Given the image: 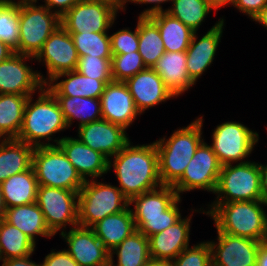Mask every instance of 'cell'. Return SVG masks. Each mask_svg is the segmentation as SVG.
<instances>
[{
  "instance_id": "obj_5",
  "label": "cell",
  "mask_w": 267,
  "mask_h": 266,
  "mask_svg": "<svg viewBox=\"0 0 267 266\" xmlns=\"http://www.w3.org/2000/svg\"><path fill=\"white\" fill-rule=\"evenodd\" d=\"M182 199L172 186L161 187L133 197L129 205L136 229L146 237L162 232L181 217L179 203Z\"/></svg>"
},
{
  "instance_id": "obj_18",
  "label": "cell",
  "mask_w": 267,
  "mask_h": 266,
  "mask_svg": "<svg viewBox=\"0 0 267 266\" xmlns=\"http://www.w3.org/2000/svg\"><path fill=\"white\" fill-rule=\"evenodd\" d=\"M77 131L82 143L102 153L108 160L130 141L126 129L104 119L84 124Z\"/></svg>"
},
{
  "instance_id": "obj_14",
  "label": "cell",
  "mask_w": 267,
  "mask_h": 266,
  "mask_svg": "<svg viewBox=\"0 0 267 266\" xmlns=\"http://www.w3.org/2000/svg\"><path fill=\"white\" fill-rule=\"evenodd\" d=\"M33 59L14 53L0 63V94L34 95L45 86V76L26 63Z\"/></svg>"
},
{
  "instance_id": "obj_52",
  "label": "cell",
  "mask_w": 267,
  "mask_h": 266,
  "mask_svg": "<svg viewBox=\"0 0 267 266\" xmlns=\"http://www.w3.org/2000/svg\"><path fill=\"white\" fill-rule=\"evenodd\" d=\"M217 11L221 7L231 5L232 0H206Z\"/></svg>"
},
{
  "instance_id": "obj_44",
  "label": "cell",
  "mask_w": 267,
  "mask_h": 266,
  "mask_svg": "<svg viewBox=\"0 0 267 266\" xmlns=\"http://www.w3.org/2000/svg\"><path fill=\"white\" fill-rule=\"evenodd\" d=\"M267 0H232L231 6L237 8L239 12L247 15L251 20L263 9Z\"/></svg>"
},
{
  "instance_id": "obj_49",
  "label": "cell",
  "mask_w": 267,
  "mask_h": 266,
  "mask_svg": "<svg viewBox=\"0 0 267 266\" xmlns=\"http://www.w3.org/2000/svg\"><path fill=\"white\" fill-rule=\"evenodd\" d=\"M256 266H267V247L263 243L258 250Z\"/></svg>"
},
{
  "instance_id": "obj_38",
  "label": "cell",
  "mask_w": 267,
  "mask_h": 266,
  "mask_svg": "<svg viewBox=\"0 0 267 266\" xmlns=\"http://www.w3.org/2000/svg\"><path fill=\"white\" fill-rule=\"evenodd\" d=\"M0 41L18 53L19 4L15 0H0Z\"/></svg>"
},
{
  "instance_id": "obj_25",
  "label": "cell",
  "mask_w": 267,
  "mask_h": 266,
  "mask_svg": "<svg viewBox=\"0 0 267 266\" xmlns=\"http://www.w3.org/2000/svg\"><path fill=\"white\" fill-rule=\"evenodd\" d=\"M186 60V51H166L152 68L175 97L182 95L195 85L187 72Z\"/></svg>"
},
{
  "instance_id": "obj_57",
  "label": "cell",
  "mask_w": 267,
  "mask_h": 266,
  "mask_svg": "<svg viewBox=\"0 0 267 266\" xmlns=\"http://www.w3.org/2000/svg\"><path fill=\"white\" fill-rule=\"evenodd\" d=\"M103 266H113V265H112L111 262L109 261L107 264H105V265H103Z\"/></svg>"
},
{
  "instance_id": "obj_12",
  "label": "cell",
  "mask_w": 267,
  "mask_h": 266,
  "mask_svg": "<svg viewBox=\"0 0 267 266\" xmlns=\"http://www.w3.org/2000/svg\"><path fill=\"white\" fill-rule=\"evenodd\" d=\"M79 192L38 185L36 204L41 209L47 227L56 235L65 231L66 226L78 224Z\"/></svg>"
},
{
  "instance_id": "obj_17",
  "label": "cell",
  "mask_w": 267,
  "mask_h": 266,
  "mask_svg": "<svg viewBox=\"0 0 267 266\" xmlns=\"http://www.w3.org/2000/svg\"><path fill=\"white\" fill-rule=\"evenodd\" d=\"M65 249L80 266H103L110 261L109 251L90 227L77 225L60 233Z\"/></svg>"
},
{
  "instance_id": "obj_50",
  "label": "cell",
  "mask_w": 267,
  "mask_h": 266,
  "mask_svg": "<svg viewBox=\"0 0 267 266\" xmlns=\"http://www.w3.org/2000/svg\"><path fill=\"white\" fill-rule=\"evenodd\" d=\"M14 53L15 52L12 48L0 41V63L8 59Z\"/></svg>"
},
{
  "instance_id": "obj_54",
  "label": "cell",
  "mask_w": 267,
  "mask_h": 266,
  "mask_svg": "<svg viewBox=\"0 0 267 266\" xmlns=\"http://www.w3.org/2000/svg\"><path fill=\"white\" fill-rule=\"evenodd\" d=\"M6 206L3 199L2 184L0 183V220L4 218Z\"/></svg>"
},
{
  "instance_id": "obj_31",
  "label": "cell",
  "mask_w": 267,
  "mask_h": 266,
  "mask_svg": "<svg viewBox=\"0 0 267 266\" xmlns=\"http://www.w3.org/2000/svg\"><path fill=\"white\" fill-rule=\"evenodd\" d=\"M59 103L68 128L77 119L78 127L102 119L101 101L89 97L54 96Z\"/></svg>"
},
{
  "instance_id": "obj_40",
  "label": "cell",
  "mask_w": 267,
  "mask_h": 266,
  "mask_svg": "<svg viewBox=\"0 0 267 266\" xmlns=\"http://www.w3.org/2000/svg\"><path fill=\"white\" fill-rule=\"evenodd\" d=\"M111 59L91 55L79 57L76 71L82 75L101 81H113L111 74Z\"/></svg>"
},
{
  "instance_id": "obj_22",
  "label": "cell",
  "mask_w": 267,
  "mask_h": 266,
  "mask_svg": "<svg viewBox=\"0 0 267 266\" xmlns=\"http://www.w3.org/2000/svg\"><path fill=\"white\" fill-rule=\"evenodd\" d=\"M67 159L72 163L81 178L97 179L108 173V159L82 143L77 137H66L58 143Z\"/></svg>"
},
{
  "instance_id": "obj_4",
  "label": "cell",
  "mask_w": 267,
  "mask_h": 266,
  "mask_svg": "<svg viewBox=\"0 0 267 266\" xmlns=\"http://www.w3.org/2000/svg\"><path fill=\"white\" fill-rule=\"evenodd\" d=\"M203 116L175 130L168 139L164 136L154 141L162 185L173 186L182 177L197 148L204 141Z\"/></svg>"
},
{
  "instance_id": "obj_28",
  "label": "cell",
  "mask_w": 267,
  "mask_h": 266,
  "mask_svg": "<svg viewBox=\"0 0 267 266\" xmlns=\"http://www.w3.org/2000/svg\"><path fill=\"white\" fill-rule=\"evenodd\" d=\"M34 147L17 139H0V183L32 167Z\"/></svg>"
},
{
  "instance_id": "obj_8",
  "label": "cell",
  "mask_w": 267,
  "mask_h": 266,
  "mask_svg": "<svg viewBox=\"0 0 267 266\" xmlns=\"http://www.w3.org/2000/svg\"><path fill=\"white\" fill-rule=\"evenodd\" d=\"M19 4L18 53L36 57L49 36L61 26V18L42 4Z\"/></svg>"
},
{
  "instance_id": "obj_37",
  "label": "cell",
  "mask_w": 267,
  "mask_h": 266,
  "mask_svg": "<svg viewBox=\"0 0 267 266\" xmlns=\"http://www.w3.org/2000/svg\"><path fill=\"white\" fill-rule=\"evenodd\" d=\"M71 34L78 57L91 55L99 58H112L111 40L108 32H79Z\"/></svg>"
},
{
  "instance_id": "obj_55",
  "label": "cell",
  "mask_w": 267,
  "mask_h": 266,
  "mask_svg": "<svg viewBox=\"0 0 267 266\" xmlns=\"http://www.w3.org/2000/svg\"><path fill=\"white\" fill-rule=\"evenodd\" d=\"M18 4H21V3H33V2H37L39 0H17Z\"/></svg>"
},
{
  "instance_id": "obj_11",
  "label": "cell",
  "mask_w": 267,
  "mask_h": 266,
  "mask_svg": "<svg viewBox=\"0 0 267 266\" xmlns=\"http://www.w3.org/2000/svg\"><path fill=\"white\" fill-rule=\"evenodd\" d=\"M211 137L210 146L222 166L234 162H247L245 158L251 155L259 141L257 131H252L246 125L236 121H226L217 125Z\"/></svg>"
},
{
  "instance_id": "obj_27",
  "label": "cell",
  "mask_w": 267,
  "mask_h": 266,
  "mask_svg": "<svg viewBox=\"0 0 267 266\" xmlns=\"http://www.w3.org/2000/svg\"><path fill=\"white\" fill-rule=\"evenodd\" d=\"M3 219L20 229L35 244L37 236L47 237L49 239L54 236L47 227L44 215L36 202L6 208Z\"/></svg>"
},
{
  "instance_id": "obj_13",
  "label": "cell",
  "mask_w": 267,
  "mask_h": 266,
  "mask_svg": "<svg viewBox=\"0 0 267 266\" xmlns=\"http://www.w3.org/2000/svg\"><path fill=\"white\" fill-rule=\"evenodd\" d=\"M222 165L213 149L205 141L197 148L182 177L172 186L178 196L196 189L214 194Z\"/></svg>"
},
{
  "instance_id": "obj_10",
  "label": "cell",
  "mask_w": 267,
  "mask_h": 266,
  "mask_svg": "<svg viewBox=\"0 0 267 266\" xmlns=\"http://www.w3.org/2000/svg\"><path fill=\"white\" fill-rule=\"evenodd\" d=\"M118 11H123L121 0L78 1L61 17V26L68 33L109 32Z\"/></svg>"
},
{
  "instance_id": "obj_21",
  "label": "cell",
  "mask_w": 267,
  "mask_h": 266,
  "mask_svg": "<svg viewBox=\"0 0 267 266\" xmlns=\"http://www.w3.org/2000/svg\"><path fill=\"white\" fill-rule=\"evenodd\" d=\"M134 104L142 115L149 108L174 99L173 93L165 86L162 78L152 68H146L125 81Z\"/></svg>"
},
{
  "instance_id": "obj_51",
  "label": "cell",
  "mask_w": 267,
  "mask_h": 266,
  "mask_svg": "<svg viewBox=\"0 0 267 266\" xmlns=\"http://www.w3.org/2000/svg\"><path fill=\"white\" fill-rule=\"evenodd\" d=\"M252 21H255L267 30V4L263 7V9L253 18Z\"/></svg>"
},
{
  "instance_id": "obj_6",
  "label": "cell",
  "mask_w": 267,
  "mask_h": 266,
  "mask_svg": "<svg viewBox=\"0 0 267 266\" xmlns=\"http://www.w3.org/2000/svg\"><path fill=\"white\" fill-rule=\"evenodd\" d=\"M129 206V200L122 191L111 183L89 179L79 191L78 224L92 227L106 216L119 213Z\"/></svg>"
},
{
  "instance_id": "obj_29",
  "label": "cell",
  "mask_w": 267,
  "mask_h": 266,
  "mask_svg": "<svg viewBox=\"0 0 267 266\" xmlns=\"http://www.w3.org/2000/svg\"><path fill=\"white\" fill-rule=\"evenodd\" d=\"M6 208L36 202L38 182L33 167L1 183Z\"/></svg>"
},
{
  "instance_id": "obj_43",
  "label": "cell",
  "mask_w": 267,
  "mask_h": 266,
  "mask_svg": "<svg viewBox=\"0 0 267 266\" xmlns=\"http://www.w3.org/2000/svg\"><path fill=\"white\" fill-rule=\"evenodd\" d=\"M52 249L41 263V266H80L65 250Z\"/></svg>"
},
{
  "instance_id": "obj_39",
  "label": "cell",
  "mask_w": 267,
  "mask_h": 266,
  "mask_svg": "<svg viewBox=\"0 0 267 266\" xmlns=\"http://www.w3.org/2000/svg\"><path fill=\"white\" fill-rule=\"evenodd\" d=\"M147 67L138 51L127 54L113 55L111 59V74L113 81L125 82Z\"/></svg>"
},
{
  "instance_id": "obj_45",
  "label": "cell",
  "mask_w": 267,
  "mask_h": 266,
  "mask_svg": "<svg viewBox=\"0 0 267 266\" xmlns=\"http://www.w3.org/2000/svg\"><path fill=\"white\" fill-rule=\"evenodd\" d=\"M173 0H126L123 3V11H125V5H127L128 2L134 3V4H154L153 6L143 10L141 14H139V17H150L154 14L165 12V9H163V6L161 4L172 2Z\"/></svg>"
},
{
  "instance_id": "obj_47",
  "label": "cell",
  "mask_w": 267,
  "mask_h": 266,
  "mask_svg": "<svg viewBox=\"0 0 267 266\" xmlns=\"http://www.w3.org/2000/svg\"><path fill=\"white\" fill-rule=\"evenodd\" d=\"M31 256L32 255L1 260V266H41V263L37 264L36 262L32 261V259H30Z\"/></svg>"
},
{
  "instance_id": "obj_19",
  "label": "cell",
  "mask_w": 267,
  "mask_h": 266,
  "mask_svg": "<svg viewBox=\"0 0 267 266\" xmlns=\"http://www.w3.org/2000/svg\"><path fill=\"white\" fill-rule=\"evenodd\" d=\"M224 20L220 18L200 39H198V33L194 32L191 43L186 50V68L189 77L195 84L209 66L213 64L223 35Z\"/></svg>"
},
{
  "instance_id": "obj_32",
  "label": "cell",
  "mask_w": 267,
  "mask_h": 266,
  "mask_svg": "<svg viewBox=\"0 0 267 266\" xmlns=\"http://www.w3.org/2000/svg\"><path fill=\"white\" fill-rule=\"evenodd\" d=\"M109 255L113 266H143L151 260L149 238L136 230L110 251ZM114 255L117 256V263H114Z\"/></svg>"
},
{
  "instance_id": "obj_35",
  "label": "cell",
  "mask_w": 267,
  "mask_h": 266,
  "mask_svg": "<svg viewBox=\"0 0 267 266\" xmlns=\"http://www.w3.org/2000/svg\"><path fill=\"white\" fill-rule=\"evenodd\" d=\"M36 244L20 229L0 220V262L34 254Z\"/></svg>"
},
{
  "instance_id": "obj_56",
  "label": "cell",
  "mask_w": 267,
  "mask_h": 266,
  "mask_svg": "<svg viewBox=\"0 0 267 266\" xmlns=\"http://www.w3.org/2000/svg\"><path fill=\"white\" fill-rule=\"evenodd\" d=\"M262 243L267 247V235L264 237Z\"/></svg>"
},
{
  "instance_id": "obj_41",
  "label": "cell",
  "mask_w": 267,
  "mask_h": 266,
  "mask_svg": "<svg viewBox=\"0 0 267 266\" xmlns=\"http://www.w3.org/2000/svg\"><path fill=\"white\" fill-rule=\"evenodd\" d=\"M189 247L170 262L171 266H212L211 247L208 241Z\"/></svg>"
},
{
  "instance_id": "obj_2",
  "label": "cell",
  "mask_w": 267,
  "mask_h": 266,
  "mask_svg": "<svg viewBox=\"0 0 267 266\" xmlns=\"http://www.w3.org/2000/svg\"><path fill=\"white\" fill-rule=\"evenodd\" d=\"M33 97L31 95L27 99L17 140L25 142L34 148L58 145L63 136L53 140V134L68 129L58 101L45 86L38 91L36 101H34Z\"/></svg>"
},
{
  "instance_id": "obj_20",
  "label": "cell",
  "mask_w": 267,
  "mask_h": 266,
  "mask_svg": "<svg viewBox=\"0 0 267 266\" xmlns=\"http://www.w3.org/2000/svg\"><path fill=\"white\" fill-rule=\"evenodd\" d=\"M102 119L128 129L138 115L133 96L122 81L107 83L100 97Z\"/></svg>"
},
{
  "instance_id": "obj_24",
  "label": "cell",
  "mask_w": 267,
  "mask_h": 266,
  "mask_svg": "<svg viewBox=\"0 0 267 266\" xmlns=\"http://www.w3.org/2000/svg\"><path fill=\"white\" fill-rule=\"evenodd\" d=\"M63 77L64 79L60 80ZM58 80L60 81L58 82ZM110 82L86 77L74 70L56 75L45 87L54 96H79L100 99L106 84Z\"/></svg>"
},
{
  "instance_id": "obj_3",
  "label": "cell",
  "mask_w": 267,
  "mask_h": 266,
  "mask_svg": "<svg viewBox=\"0 0 267 266\" xmlns=\"http://www.w3.org/2000/svg\"><path fill=\"white\" fill-rule=\"evenodd\" d=\"M263 207L267 204L255 200L211 203L207 211L202 207L190 210L199 213L203 210L201 213L211 217L220 232L262 242L267 235V212Z\"/></svg>"
},
{
  "instance_id": "obj_23",
  "label": "cell",
  "mask_w": 267,
  "mask_h": 266,
  "mask_svg": "<svg viewBox=\"0 0 267 266\" xmlns=\"http://www.w3.org/2000/svg\"><path fill=\"white\" fill-rule=\"evenodd\" d=\"M193 213L180 218L176 223L149 237L150 256L152 260L173 261L190 242V223Z\"/></svg>"
},
{
  "instance_id": "obj_42",
  "label": "cell",
  "mask_w": 267,
  "mask_h": 266,
  "mask_svg": "<svg viewBox=\"0 0 267 266\" xmlns=\"http://www.w3.org/2000/svg\"><path fill=\"white\" fill-rule=\"evenodd\" d=\"M112 55L127 54L139 50L138 25L134 31L130 28L117 30L110 35Z\"/></svg>"
},
{
  "instance_id": "obj_26",
  "label": "cell",
  "mask_w": 267,
  "mask_h": 266,
  "mask_svg": "<svg viewBox=\"0 0 267 266\" xmlns=\"http://www.w3.org/2000/svg\"><path fill=\"white\" fill-rule=\"evenodd\" d=\"M130 207L129 205L119 213L106 216L91 227L109 252L137 230Z\"/></svg>"
},
{
  "instance_id": "obj_46",
  "label": "cell",
  "mask_w": 267,
  "mask_h": 266,
  "mask_svg": "<svg viewBox=\"0 0 267 266\" xmlns=\"http://www.w3.org/2000/svg\"><path fill=\"white\" fill-rule=\"evenodd\" d=\"M80 0H44L46 6L51 12L57 14L60 18L70 10ZM53 9V10H52Z\"/></svg>"
},
{
  "instance_id": "obj_30",
  "label": "cell",
  "mask_w": 267,
  "mask_h": 266,
  "mask_svg": "<svg viewBox=\"0 0 267 266\" xmlns=\"http://www.w3.org/2000/svg\"><path fill=\"white\" fill-rule=\"evenodd\" d=\"M158 27L167 52L186 51L191 43L194 31L180 20L161 12L149 17Z\"/></svg>"
},
{
  "instance_id": "obj_53",
  "label": "cell",
  "mask_w": 267,
  "mask_h": 266,
  "mask_svg": "<svg viewBox=\"0 0 267 266\" xmlns=\"http://www.w3.org/2000/svg\"><path fill=\"white\" fill-rule=\"evenodd\" d=\"M143 266H171L170 262L160 260H149Z\"/></svg>"
},
{
  "instance_id": "obj_7",
  "label": "cell",
  "mask_w": 267,
  "mask_h": 266,
  "mask_svg": "<svg viewBox=\"0 0 267 266\" xmlns=\"http://www.w3.org/2000/svg\"><path fill=\"white\" fill-rule=\"evenodd\" d=\"M214 194L217 197L211 203L262 200L259 163L223 165Z\"/></svg>"
},
{
  "instance_id": "obj_36",
  "label": "cell",
  "mask_w": 267,
  "mask_h": 266,
  "mask_svg": "<svg viewBox=\"0 0 267 266\" xmlns=\"http://www.w3.org/2000/svg\"><path fill=\"white\" fill-rule=\"evenodd\" d=\"M171 7L165 9L170 16L197 32L205 18L215 11L206 0H173Z\"/></svg>"
},
{
  "instance_id": "obj_16",
  "label": "cell",
  "mask_w": 267,
  "mask_h": 266,
  "mask_svg": "<svg viewBox=\"0 0 267 266\" xmlns=\"http://www.w3.org/2000/svg\"><path fill=\"white\" fill-rule=\"evenodd\" d=\"M217 241H208L212 266H256L261 241L226 234L217 230Z\"/></svg>"
},
{
  "instance_id": "obj_1",
  "label": "cell",
  "mask_w": 267,
  "mask_h": 266,
  "mask_svg": "<svg viewBox=\"0 0 267 266\" xmlns=\"http://www.w3.org/2000/svg\"><path fill=\"white\" fill-rule=\"evenodd\" d=\"M113 168L117 186L130 201L133 197L162 186L159 175L158 153L154 142L125 147L108 160V172Z\"/></svg>"
},
{
  "instance_id": "obj_15",
  "label": "cell",
  "mask_w": 267,
  "mask_h": 266,
  "mask_svg": "<svg viewBox=\"0 0 267 266\" xmlns=\"http://www.w3.org/2000/svg\"><path fill=\"white\" fill-rule=\"evenodd\" d=\"M35 60L46 66L45 85L58 74L74 71L79 57L71 34L62 26L58 27L45 41Z\"/></svg>"
},
{
  "instance_id": "obj_33",
  "label": "cell",
  "mask_w": 267,
  "mask_h": 266,
  "mask_svg": "<svg viewBox=\"0 0 267 266\" xmlns=\"http://www.w3.org/2000/svg\"><path fill=\"white\" fill-rule=\"evenodd\" d=\"M31 95L0 94V139H17Z\"/></svg>"
},
{
  "instance_id": "obj_9",
  "label": "cell",
  "mask_w": 267,
  "mask_h": 266,
  "mask_svg": "<svg viewBox=\"0 0 267 266\" xmlns=\"http://www.w3.org/2000/svg\"><path fill=\"white\" fill-rule=\"evenodd\" d=\"M32 167L38 185L79 192L85 182L58 145L34 148Z\"/></svg>"
},
{
  "instance_id": "obj_34",
  "label": "cell",
  "mask_w": 267,
  "mask_h": 266,
  "mask_svg": "<svg viewBox=\"0 0 267 266\" xmlns=\"http://www.w3.org/2000/svg\"><path fill=\"white\" fill-rule=\"evenodd\" d=\"M139 54L147 68H153L157 60L166 52L157 25L149 17L137 18Z\"/></svg>"
},
{
  "instance_id": "obj_48",
  "label": "cell",
  "mask_w": 267,
  "mask_h": 266,
  "mask_svg": "<svg viewBox=\"0 0 267 266\" xmlns=\"http://www.w3.org/2000/svg\"><path fill=\"white\" fill-rule=\"evenodd\" d=\"M262 201L267 204V164L259 163Z\"/></svg>"
}]
</instances>
